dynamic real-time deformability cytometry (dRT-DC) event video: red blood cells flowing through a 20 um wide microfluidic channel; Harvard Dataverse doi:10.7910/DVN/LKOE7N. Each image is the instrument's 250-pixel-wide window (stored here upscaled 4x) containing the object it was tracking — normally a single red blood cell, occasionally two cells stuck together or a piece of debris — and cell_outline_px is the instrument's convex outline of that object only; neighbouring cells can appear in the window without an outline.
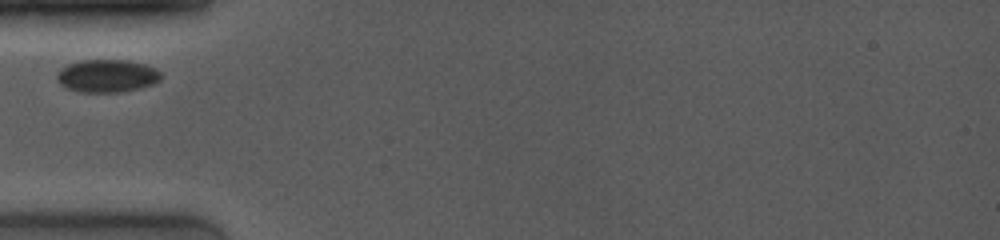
{"species": "common noctule bat (a hibernating species)", "species_latin": "Nyctalus noctula", "temperature_condition": "room temperature", "stored_images_in_passage": 1, "camera_frame_rate_fps": 4000, "um_per_image_px": 0.085, "animal": {"sex": "female", "body_mass_g": 19.0, "forearm_length_mm": 53.3}, "frame": {"image": 1, "passage_image": 1, "time_ms": 0.0, "image_size_px": [1000, 240], "cell_outline_px": [[160, 80], [152, 84], [140, 88], [124, 92], [80, 92], [64, 88], [56, 80], [56, 76], [60, 68], [68, 64], [80, 60], [128, 60], [144, 64], [156, 68], [160, 72]], "centroid_in_image_um": [9.06, 6.45], "position_along_channel_um": 75.9, "area_um2": 20.11}}